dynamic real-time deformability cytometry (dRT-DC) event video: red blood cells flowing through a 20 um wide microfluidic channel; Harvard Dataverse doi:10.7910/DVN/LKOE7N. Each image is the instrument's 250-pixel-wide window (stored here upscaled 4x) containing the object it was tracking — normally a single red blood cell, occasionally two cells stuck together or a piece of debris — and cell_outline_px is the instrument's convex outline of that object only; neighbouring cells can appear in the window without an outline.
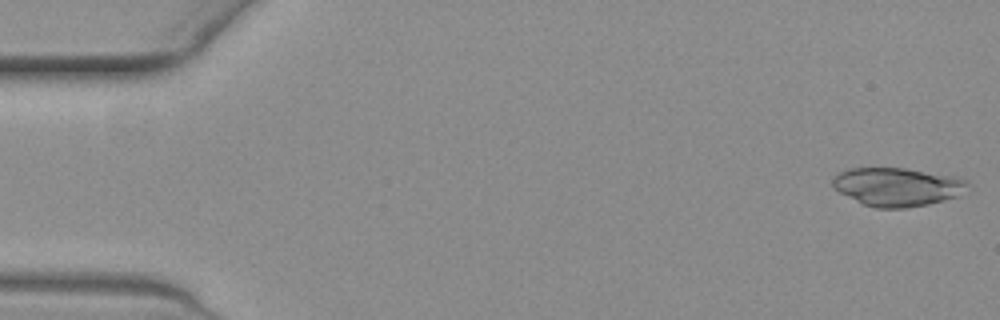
{"species": "common noctule bat (a hibernating species)", "species_latin": "Nyctalus noctula", "temperature_condition": "warm", "stored_images_in_passage": 52, "camera_frame_rate_fps": 3000, "um_per_image_px": 0.085, "animal": {"sex": "female", "body_mass_g": 19.3, "forearm_length_mm": 54.1}, "frame": {"image": 1, "passage_image": 1, "time_ms": 0.0, "image_size_px": [1000, 320], "cell_outline_px": [[972, 184], [956, 196], [944, 200], [928, 204], [908, 208], [876, 208], [864, 204], [832, 188], [832, 176], [848, 168], [908, 168], [956, 176], [968, 180]], "centroid_in_image_um": [76.28, 15.86], "position_along_channel_um": 8.7, "area_um2": 30.46}}